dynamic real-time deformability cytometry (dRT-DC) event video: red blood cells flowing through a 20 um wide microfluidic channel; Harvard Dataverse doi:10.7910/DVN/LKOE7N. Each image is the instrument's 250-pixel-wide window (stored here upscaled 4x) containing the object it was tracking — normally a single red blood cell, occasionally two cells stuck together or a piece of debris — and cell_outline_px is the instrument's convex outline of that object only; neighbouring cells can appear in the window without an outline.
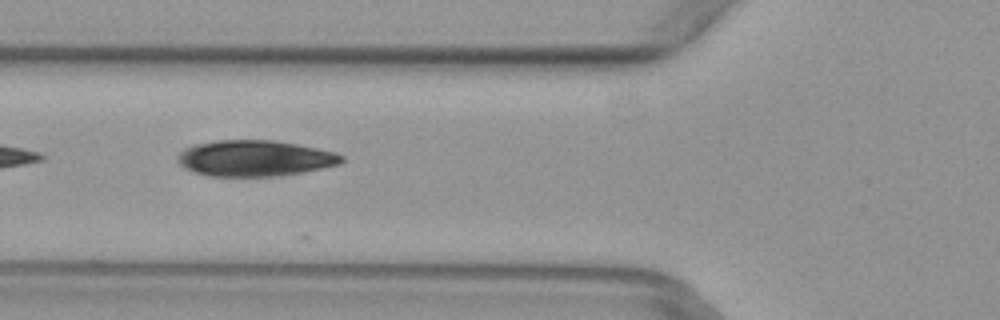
{"species": "common noctule bat (a hibernating species)", "species_latin": "Nyctalus noctula", "temperature_condition": "warm", "stored_images_in_passage": 6, "camera_frame_rate_fps": 3000, "um_per_image_px": 0.085, "animal": {"sex": "female", "body_mass_g": 29.2, "forearm_length_mm": 56.3}, "frame": {"image": 1, "passage_image": 5, "time_ms": 1.333, "image_size_px": [1000, 320], "cell_outline_px": [[344, 160], [340, 164], [280, 176], [208, 176], [184, 168], [176, 160], [176, 156], [184, 148], [196, 144], [220, 140], [272, 140], [296, 144], [336, 152], [344, 156]], "centroid_in_image_um": [21.64, 13.45], "position_along_channel_um": 104.2, "area_um2": 34.28}}